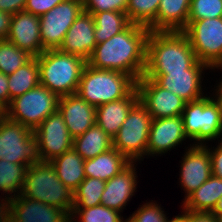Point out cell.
<instances>
[{
  "instance_id": "obj_51",
  "label": "cell",
  "mask_w": 222,
  "mask_h": 222,
  "mask_svg": "<svg viewBox=\"0 0 222 222\" xmlns=\"http://www.w3.org/2000/svg\"><path fill=\"white\" fill-rule=\"evenodd\" d=\"M66 222H78L71 214L68 216Z\"/></svg>"
},
{
  "instance_id": "obj_45",
  "label": "cell",
  "mask_w": 222,
  "mask_h": 222,
  "mask_svg": "<svg viewBox=\"0 0 222 222\" xmlns=\"http://www.w3.org/2000/svg\"><path fill=\"white\" fill-rule=\"evenodd\" d=\"M221 80L219 79L220 82L216 84L217 86H214L216 88L213 90L212 95L214 94L213 98L219 103L220 109L222 110V81Z\"/></svg>"
},
{
  "instance_id": "obj_22",
  "label": "cell",
  "mask_w": 222,
  "mask_h": 222,
  "mask_svg": "<svg viewBox=\"0 0 222 222\" xmlns=\"http://www.w3.org/2000/svg\"><path fill=\"white\" fill-rule=\"evenodd\" d=\"M138 101L139 95L135 87L126 97L97 106L96 124L113 139Z\"/></svg>"
},
{
  "instance_id": "obj_31",
  "label": "cell",
  "mask_w": 222,
  "mask_h": 222,
  "mask_svg": "<svg viewBox=\"0 0 222 222\" xmlns=\"http://www.w3.org/2000/svg\"><path fill=\"white\" fill-rule=\"evenodd\" d=\"M106 181L86 177L73 191V208H91L101 205V196Z\"/></svg>"
},
{
  "instance_id": "obj_41",
  "label": "cell",
  "mask_w": 222,
  "mask_h": 222,
  "mask_svg": "<svg viewBox=\"0 0 222 222\" xmlns=\"http://www.w3.org/2000/svg\"><path fill=\"white\" fill-rule=\"evenodd\" d=\"M27 0H0V11L14 15L24 11Z\"/></svg>"
},
{
  "instance_id": "obj_44",
  "label": "cell",
  "mask_w": 222,
  "mask_h": 222,
  "mask_svg": "<svg viewBox=\"0 0 222 222\" xmlns=\"http://www.w3.org/2000/svg\"><path fill=\"white\" fill-rule=\"evenodd\" d=\"M11 214V199L6 196L0 199V222H6Z\"/></svg>"
},
{
  "instance_id": "obj_52",
  "label": "cell",
  "mask_w": 222,
  "mask_h": 222,
  "mask_svg": "<svg viewBox=\"0 0 222 222\" xmlns=\"http://www.w3.org/2000/svg\"><path fill=\"white\" fill-rule=\"evenodd\" d=\"M123 222H135V221L129 216L125 220L123 219Z\"/></svg>"
},
{
  "instance_id": "obj_25",
  "label": "cell",
  "mask_w": 222,
  "mask_h": 222,
  "mask_svg": "<svg viewBox=\"0 0 222 222\" xmlns=\"http://www.w3.org/2000/svg\"><path fill=\"white\" fill-rule=\"evenodd\" d=\"M84 162L85 160L73 148L50 161L51 165L55 168L57 177L72 192L86 178Z\"/></svg>"
},
{
  "instance_id": "obj_49",
  "label": "cell",
  "mask_w": 222,
  "mask_h": 222,
  "mask_svg": "<svg viewBox=\"0 0 222 222\" xmlns=\"http://www.w3.org/2000/svg\"><path fill=\"white\" fill-rule=\"evenodd\" d=\"M216 69H218V70L222 69V56H221V59L211 68V70H213V71ZM220 71H222V70H220Z\"/></svg>"
},
{
  "instance_id": "obj_36",
  "label": "cell",
  "mask_w": 222,
  "mask_h": 222,
  "mask_svg": "<svg viewBox=\"0 0 222 222\" xmlns=\"http://www.w3.org/2000/svg\"><path fill=\"white\" fill-rule=\"evenodd\" d=\"M138 210H135L130 217L135 222H166L167 215L161 204L151 200L143 205H139Z\"/></svg>"
},
{
  "instance_id": "obj_32",
  "label": "cell",
  "mask_w": 222,
  "mask_h": 222,
  "mask_svg": "<svg viewBox=\"0 0 222 222\" xmlns=\"http://www.w3.org/2000/svg\"><path fill=\"white\" fill-rule=\"evenodd\" d=\"M33 56L7 39H0V72L9 75L26 64Z\"/></svg>"
},
{
  "instance_id": "obj_5",
  "label": "cell",
  "mask_w": 222,
  "mask_h": 222,
  "mask_svg": "<svg viewBox=\"0 0 222 222\" xmlns=\"http://www.w3.org/2000/svg\"><path fill=\"white\" fill-rule=\"evenodd\" d=\"M135 87L136 81L126 73L96 69L87 64L76 94L97 107L126 97Z\"/></svg>"
},
{
  "instance_id": "obj_4",
  "label": "cell",
  "mask_w": 222,
  "mask_h": 222,
  "mask_svg": "<svg viewBox=\"0 0 222 222\" xmlns=\"http://www.w3.org/2000/svg\"><path fill=\"white\" fill-rule=\"evenodd\" d=\"M18 196L66 210L71 214L73 192L58 177L50 162L37 161L28 166L22 191Z\"/></svg>"
},
{
  "instance_id": "obj_38",
  "label": "cell",
  "mask_w": 222,
  "mask_h": 222,
  "mask_svg": "<svg viewBox=\"0 0 222 222\" xmlns=\"http://www.w3.org/2000/svg\"><path fill=\"white\" fill-rule=\"evenodd\" d=\"M65 0H27L24 11L41 16Z\"/></svg>"
},
{
  "instance_id": "obj_28",
  "label": "cell",
  "mask_w": 222,
  "mask_h": 222,
  "mask_svg": "<svg viewBox=\"0 0 222 222\" xmlns=\"http://www.w3.org/2000/svg\"><path fill=\"white\" fill-rule=\"evenodd\" d=\"M40 84L37 57H32L26 64L8 75L9 105L17 96L32 90Z\"/></svg>"
},
{
  "instance_id": "obj_47",
  "label": "cell",
  "mask_w": 222,
  "mask_h": 222,
  "mask_svg": "<svg viewBox=\"0 0 222 222\" xmlns=\"http://www.w3.org/2000/svg\"><path fill=\"white\" fill-rule=\"evenodd\" d=\"M218 219L222 216V196L211 211Z\"/></svg>"
},
{
  "instance_id": "obj_39",
  "label": "cell",
  "mask_w": 222,
  "mask_h": 222,
  "mask_svg": "<svg viewBox=\"0 0 222 222\" xmlns=\"http://www.w3.org/2000/svg\"><path fill=\"white\" fill-rule=\"evenodd\" d=\"M211 158L212 175L222 179V141L218 142L216 147L210 148V145H205Z\"/></svg>"
},
{
  "instance_id": "obj_34",
  "label": "cell",
  "mask_w": 222,
  "mask_h": 222,
  "mask_svg": "<svg viewBox=\"0 0 222 222\" xmlns=\"http://www.w3.org/2000/svg\"><path fill=\"white\" fill-rule=\"evenodd\" d=\"M71 215L78 222H123L124 219L119 211L103 205L91 208H73Z\"/></svg>"
},
{
  "instance_id": "obj_19",
  "label": "cell",
  "mask_w": 222,
  "mask_h": 222,
  "mask_svg": "<svg viewBox=\"0 0 222 222\" xmlns=\"http://www.w3.org/2000/svg\"><path fill=\"white\" fill-rule=\"evenodd\" d=\"M135 164V162H130L119 174L106 181L101 205L120 213L123 212L127 203L135 195L139 182Z\"/></svg>"
},
{
  "instance_id": "obj_30",
  "label": "cell",
  "mask_w": 222,
  "mask_h": 222,
  "mask_svg": "<svg viewBox=\"0 0 222 222\" xmlns=\"http://www.w3.org/2000/svg\"><path fill=\"white\" fill-rule=\"evenodd\" d=\"M27 168V164H15L0 159V192L2 191V196L7 194V198L13 199L21 193Z\"/></svg>"
},
{
  "instance_id": "obj_48",
  "label": "cell",
  "mask_w": 222,
  "mask_h": 222,
  "mask_svg": "<svg viewBox=\"0 0 222 222\" xmlns=\"http://www.w3.org/2000/svg\"><path fill=\"white\" fill-rule=\"evenodd\" d=\"M7 118V108L0 104V124Z\"/></svg>"
},
{
  "instance_id": "obj_24",
  "label": "cell",
  "mask_w": 222,
  "mask_h": 222,
  "mask_svg": "<svg viewBox=\"0 0 222 222\" xmlns=\"http://www.w3.org/2000/svg\"><path fill=\"white\" fill-rule=\"evenodd\" d=\"M130 161L115 148L84 162L85 177L108 181L119 174Z\"/></svg>"
},
{
  "instance_id": "obj_7",
  "label": "cell",
  "mask_w": 222,
  "mask_h": 222,
  "mask_svg": "<svg viewBox=\"0 0 222 222\" xmlns=\"http://www.w3.org/2000/svg\"><path fill=\"white\" fill-rule=\"evenodd\" d=\"M153 118L138 101L129 111L126 120L113 138V148L130 162H141L146 156L149 132Z\"/></svg>"
},
{
  "instance_id": "obj_35",
  "label": "cell",
  "mask_w": 222,
  "mask_h": 222,
  "mask_svg": "<svg viewBox=\"0 0 222 222\" xmlns=\"http://www.w3.org/2000/svg\"><path fill=\"white\" fill-rule=\"evenodd\" d=\"M222 17V0H191L187 24L195 20Z\"/></svg>"
},
{
  "instance_id": "obj_26",
  "label": "cell",
  "mask_w": 222,
  "mask_h": 222,
  "mask_svg": "<svg viewBox=\"0 0 222 222\" xmlns=\"http://www.w3.org/2000/svg\"><path fill=\"white\" fill-rule=\"evenodd\" d=\"M113 148V139L97 124L73 139V149L84 159H92Z\"/></svg>"
},
{
  "instance_id": "obj_46",
  "label": "cell",
  "mask_w": 222,
  "mask_h": 222,
  "mask_svg": "<svg viewBox=\"0 0 222 222\" xmlns=\"http://www.w3.org/2000/svg\"><path fill=\"white\" fill-rule=\"evenodd\" d=\"M182 210L180 215L174 216L171 220L167 217L166 222H186V209L182 207Z\"/></svg>"
},
{
  "instance_id": "obj_12",
  "label": "cell",
  "mask_w": 222,
  "mask_h": 222,
  "mask_svg": "<svg viewBox=\"0 0 222 222\" xmlns=\"http://www.w3.org/2000/svg\"><path fill=\"white\" fill-rule=\"evenodd\" d=\"M39 161L50 162L73 148V138L59 110L49 115L35 130Z\"/></svg>"
},
{
  "instance_id": "obj_9",
  "label": "cell",
  "mask_w": 222,
  "mask_h": 222,
  "mask_svg": "<svg viewBox=\"0 0 222 222\" xmlns=\"http://www.w3.org/2000/svg\"><path fill=\"white\" fill-rule=\"evenodd\" d=\"M0 159L28 166L37 162L34 131L7 117L0 124Z\"/></svg>"
},
{
  "instance_id": "obj_3",
  "label": "cell",
  "mask_w": 222,
  "mask_h": 222,
  "mask_svg": "<svg viewBox=\"0 0 222 222\" xmlns=\"http://www.w3.org/2000/svg\"><path fill=\"white\" fill-rule=\"evenodd\" d=\"M40 84L59 97L76 94L87 61L80 56L48 49L37 56Z\"/></svg>"
},
{
  "instance_id": "obj_43",
  "label": "cell",
  "mask_w": 222,
  "mask_h": 222,
  "mask_svg": "<svg viewBox=\"0 0 222 222\" xmlns=\"http://www.w3.org/2000/svg\"><path fill=\"white\" fill-rule=\"evenodd\" d=\"M12 14L0 11V39H6L10 31Z\"/></svg>"
},
{
  "instance_id": "obj_21",
  "label": "cell",
  "mask_w": 222,
  "mask_h": 222,
  "mask_svg": "<svg viewBox=\"0 0 222 222\" xmlns=\"http://www.w3.org/2000/svg\"><path fill=\"white\" fill-rule=\"evenodd\" d=\"M11 214L22 222H66V210L40 201L17 196L11 199Z\"/></svg>"
},
{
  "instance_id": "obj_42",
  "label": "cell",
  "mask_w": 222,
  "mask_h": 222,
  "mask_svg": "<svg viewBox=\"0 0 222 222\" xmlns=\"http://www.w3.org/2000/svg\"><path fill=\"white\" fill-rule=\"evenodd\" d=\"M0 104L6 108L9 106L8 75L2 72H0Z\"/></svg>"
},
{
  "instance_id": "obj_29",
  "label": "cell",
  "mask_w": 222,
  "mask_h": 222,
  "mask_svg": "<svg viewBox=\"0 0 222 222\" xmlns=\"http://www.w3.org/2000/svg\"><path fill=\"white\" fill-rule=\"evenodd\" d=\"M92 16L95 23L94 36L97 44L107 41L130 24L124 12L104 11L94 13Z\"/></svg>"
},
{
  "instance_id": "obj_20",
  "label": "cell",
  "mask_w": 222,
  "mask_h": 222,
  "mask_svg": "<svg viewBox=\"0 0 222 222\" xmlns=\"http://www.w3.org/2000/svg\"><path fill=\"white\" fill-rule=\"evenodd\" d=\"M58 110L73 139L96 124V107L86 102L78 94L60 97Z\"/></svg>"
},
{
  "instance_id": "obj_8",
  "label": "cell",
  "mask_w": 222,
  "mask_h": 222,
  "mask_svg": "<svg viewBox=\"0 0 222 222\" xmlns=\"http://www.w3.org/2000/svg\"><path fill=\"white\" fill-rule=\"evenodd\" d=\"M60 97L39 84L11 100L7 117L35 130L49 115L58 110Z\"/></svg>"
},
{
  "instance_id": "obj_16",
  "label": "cell",
  "mask_w": 222,
  "mask_h": 222,
  "mask_svg": "<svg viewBox=\"0 0 222 222\" xmlns=\"http://www.w3.org/2000/svg\"><path fill=\"white\" fill-rule=\"evenodd\" d=\"M189 139L184 130L182 115L153 119L149 132L146 156L165 155Z\"/></svg>"
},
{
  "instance_id": "obj_33",
  "label": "cell",
  "mask_w": 222,
  "mask_h": 222,
  "mask_svg": "<svg viewBox=\"0 0 222 222\" xmlns=\"http://www.w3.org/2000/svg\"><path fill=\"white\" fill-rule=\"evenodd\" d=\"M161 0H128L126 15L130 23L149 27L157 18Z\"/></svg>"
},
{
  "instance_id": "obj_11",
  "label": "cell",
  "mask_w": 222,
  "mask_h": 222,
  "mask_svg": "<svg viewBox=\"0 0 222 222\" xmlns=\"http://www.w3.org/2000/svg\"><path fill=\"white\" fill-rule=\"evenodd\" d=\"M83 11V0H65L40 16V39L45 50L58 49L68 29Z\"/></svg>"
},
{
  "instance_id": "obj_17",
  "label": "cell",
  "mask_w": 222,
  "mask_h": 222,
  "mask_svg": "<svg viewBox=\"0 0 222 222\" xmlns=\"http://www.w3.org/2000/svg\"><path fill=\"white\" fill-rule=\"evenodd\" d=\"M6 39L33 57L39 56L45 51L40 39V16L26 11L15 13Z\"/></svg>"
},
{
  "instance_id": "obj_40",
  "label": "cell",
  "mask_w": 222,
  "mask_h": 222,
  "mask_svg": "<svg viewBox=\"0 0 222 222\" xmlns=\"http://www.w3.org/2000/svg\"><path fill=\"white\" fill-rule=\"evenodd\" d=\"M186 222H219V219L211 211L186 209Z\"/></svg>"
},
{
  "instance_id": "obj_50",
  "label": "cell",
  "mask_w": 222,
  "mask_h": 222,
  "mask_svg": "<svg viewBox=\"0 0 222 222\" xmlns=\"http://www.w3.org/2000/svg\"><path fill=\"white\" fill-rule=\"evenodd\" d=\"M6 222H22L20 220H18L16 217H14L12 214H10L7 218Z\"/></svg>"
},
{
  "instance_id": "obj_10",
  "label": "cell",
  "mask_w": 222,
  "mask_h": 222,
  "mask_svg": "<svg viewBox=\"0 0 222 222\" xmlns=\"http://www.w3.org/2000/svg\"><path fill=\"white\" fill-rule=\"evenodd\" d=\"M198 61L210 69L222 56V17L192 21L182 30Z\"/></svg>"
},
{
  "instance_id": "obj_6",
  "label": "cell",
  "mask_w": 222,
  "mask_h": 222,
  "mask_svg": "<svg viewBox=\"0 0 222 222\" xmlns=\"http://www.w3.org/2000/svg\"><path fill=\"white\" fill-rule=\"evenodd\" d=\"M205 95L186 103L182 112L185 133L189 140L196 141L192 145L204 146L216 139L222 141V110L213 96Z\"/></svg>"
},
{
  "instance_id": "obj_37",
  "label": "cell",
  "mask_w": 222,
  "mask_h": 222,
  "mask_svg": "<svg viewBox=\"0 0 222 222\" xmlns=\"http://www.w3.org/2000/svg\"><path fill=\"white\" fill-rule=\"evenodd\" d=\"M128 0H83V11L90 14L104 11L126 12Z\"/></svg>"
},
{
  "instance_id": "obj_13",
  "label": "cell",
  "mask_w": 222,
  "mask_h": 222,
  "mask_svg": "<svg viewBox=\"0 0 222 222\" xmlns=\"http://www.w3.org/2000/svg\"><path fill=\"white\" fill-rule=\"evenodd\" d=\"M208 69L210 70L206 64L197 61L187 70L167 72L166 74H144L143 76L154 79L161 87L189 103L205 96V92H203L205 88L203 90L202 81L204 80L205 70Z\"/></svg>"
},
{
  "instance_id": "obj_14",
  "label": "cell",
  "mask_w": 222,
  "mask_h": 222,
  "mask_svg": "<svg viewBox=\"0 0 222 222\" xmlns=\"http://www.w3.org/2000/svg\"><path fill=\"white\" fill-rule=\"evenodd\" d=\"M136 89L140 103L153 119L182 115L186 102L161 87L154 79L142 76L136 82Z\"/></svg>"
},
{
  "instance_id": "obj_23",
  "label": "cell",
  "mask_w": 222,
  "mask_h": 222,
  "mask_svg": "<svg viewBox=\"0 0 222 222\" xmlns=\"http://www.w3.org/2000/svg\"><path fill=\"white\" fill-rule=\"evenodd\" d=\"M191 0H161L150 31H182L188 22Z\"/></svg>"
},
{
  "instance_id": "obj_1",
  "label": "cell",
  "mask_w": 222,
  "mask_h": 222,
  "mask_svg": "<svg viewBox=\"0 0 222 222\" xmlns=\"http://www.w3.org/2000/svg\"><path fill=\"white\" fill-rule=\"evenodd\" d=\"M149 33V28L130 23L120 33L97 44L87 64L126 73L137 82L145 72Z\"/></svg>"
},
{
  "instance_id": "obj_15",
  "label": "cell",
  "mask_w": 222,
  "mask_h": 222,
  "mask_svg": "<svg viewBox=\"0 0 222 222\" xmlns=\"http://www.w3.org/2000/svg\"><path fill=\"white\" fill-rule=\"evenodd\" d=\"M180 163L179 185L185 192V200L212 175L209 150L205 145L190 144Z\"/></svg>"
},
{
  "instance_id": "obj_18",
  "label": "cell",
  "mask_w": 222,
  "mask_h": 222,
  "mask_svg": "<svg viewBox=\"0 0 222 222\" xmlns=\"http://www.w3.org/2000/svg\"><path fill=\"white\" fill-rule=\"evenodd\" d=\"M94 32L92 14L82 11L68 29L58 50L80 56L87 61L97 45Z\"/></svg>"
},
{
  "instance_id": "obj_27",
  "label": "cell",
  "mask_w": 222,
  "mask_h": 222,
  "mask_svg": "<svg viewBox=\"0 0 222 222\" xmlns=\"http://www.w3.org/2000/svg\"><path fill=\"white\" fill-rule=\"evenodd\" d=\"M222 196V179L211 175L197 190L182 201L181 207L193 211H212Z\"/></svg>"
},
{
  "instance_id": "obj_2",
  "label": "cell",
  "mask_w": 222,
  "mask_h": 222,
  "mask_svg": "<svg viewBox=\"0 0 222 222\" xmlns=\"http://www.w3.org/2000/svg\"><path fill=\"white\" fill-rule=\"evenodd\" d=\"M198 61L182 31H150L144 74H166L190 69Z\"/></svg>"
}]
</instances>
